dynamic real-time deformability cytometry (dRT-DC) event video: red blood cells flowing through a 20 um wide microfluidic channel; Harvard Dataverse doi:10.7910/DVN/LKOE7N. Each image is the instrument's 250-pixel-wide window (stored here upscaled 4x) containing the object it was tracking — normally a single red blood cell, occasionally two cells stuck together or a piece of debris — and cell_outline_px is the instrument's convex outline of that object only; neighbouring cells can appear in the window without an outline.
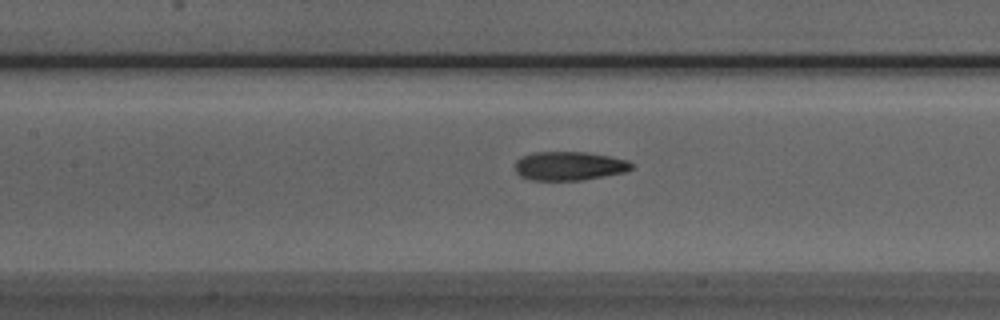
{"species": "Egyptian fruit bat (a non-hibernating species)", "species_latin": "Rousettus aegyptiacus", "temperature_condition": "room temperature", "stored_images_in_passage": 42, "camera_frame_rate_fps": 3000, "um_per_image_px": 0.085, "animal": {"sex": "male"}, "frame": {"image": 1, "passage_image": 14, "time_ms": 4.333, "image_size_px": [1000, 320], "cell_outline_px": [[632, 168], [624, 172], [604, 176], [580, 180], [532, 180], [520, 176], [516, 172], [516, 160], [520, 156], [532, 152], [588, 152], [628, 160], [632, 164]], "centroid_in_image_um": [48.35, 14.1], "position_along_channel_um": 159.0, "area_um2": 19.54}}
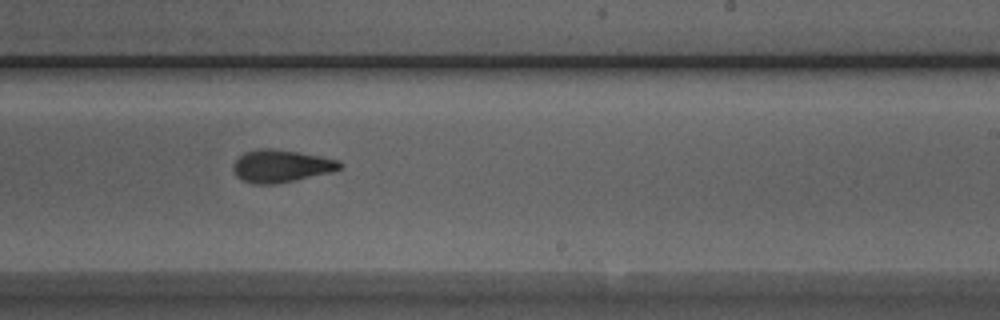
{"frame": {"image": 2, "passage_image": 22, "time_ms": 7.0, "image_size_px": [1000, 320], "cell_outline_px": [[344, 164], [340, 168], [332, 172], [296, 180], [272, 184], [252, 184], [236, 176], [232, 168], [232, 164], [244, 152], [256, 148], [272, 148], [300, 152], [340, 160]], "centroid_in_image_um": [23.9, 14.1], "position_along_channel_um": 265.1, "area_um2": 20.4}}
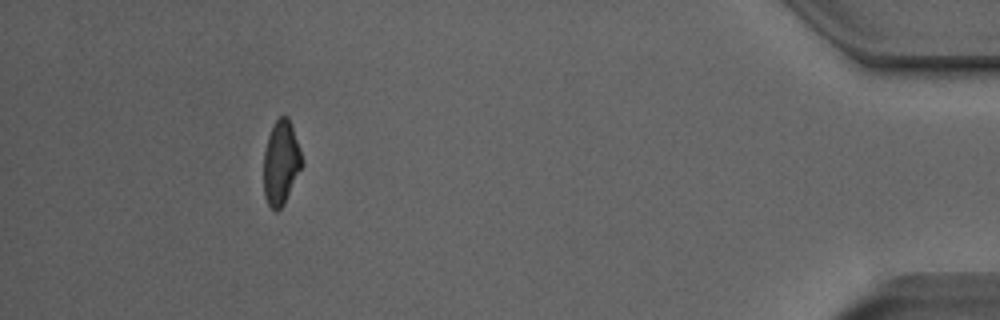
{"frame": {"image": 3, "passage_image": 38, "time_ms": 12.333, "image_size_px": [1000, 320], "cell_outline_px": [[304, 164], [284, 204], [276, 212], [268, 204], [264, 196], [264, 152], [268, 136], [272, 124], [280, 116], [288, 116], [300, 148], [304, 160]], "centroid_in_image_um": [23.9, 13.82], "position_along_channel_um": 411.3, "area_um2": 18.96}, "authors_computed_cell_mechanics": {"area_um2": 19.5653, "velocity_mm_per_s": 3.9858, "shape_relaxation_time_tau1_ms": 3.3739, "shape_relaxation_time_tau2_ms": 1.8097, "deformation_change_tau1": 0.1674, "deformation_change_tau2": 0.0927}}